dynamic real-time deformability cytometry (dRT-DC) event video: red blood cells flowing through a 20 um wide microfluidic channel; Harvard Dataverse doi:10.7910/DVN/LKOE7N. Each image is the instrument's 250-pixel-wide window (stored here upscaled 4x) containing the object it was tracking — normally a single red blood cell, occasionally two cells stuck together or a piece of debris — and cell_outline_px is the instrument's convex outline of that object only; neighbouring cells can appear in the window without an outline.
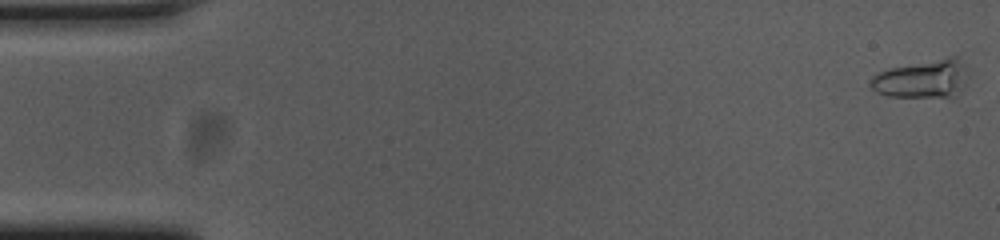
{"species": "common noctule bat (a hibernating species)", "species_latin": "Nyctalus noctula", "temperature_condition": "cold", "stored_images_in_passage": 32, "camera_frame_rate_fps": 3000, "um_per_image_px": 0.085, "animal": {"sex": "female", "body_mass_g": 23.0, "forearm_length_mm": 53.4}, "frame": {"image": 1, "passage_image": 1, "time_ms": 0.0, "image_size_px": [1000, 240], "cell_outline_px": [[968, 76], [964, 88], [960, 92], [952, 96], [888, 96], [876, 92], [872, 88], [872, 76], [880, 72], [892, 68], [948, 56], [960, 56], [968, 72]], "centroid_in_image_um": [78.49, 6.68], "position_along_channel_um": 6.5, "area_um2": 21.56}}
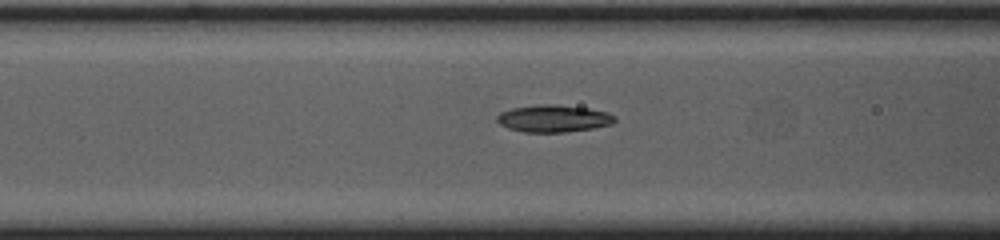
{"frame": {"image": 2, "passage_image": 22, "time_ms": 7.0, "image_size_px": [1000, 240], "cell_outline_px": [[616, 120], [612, 124], [592, 128], [564, 132], [524, 132], [508, 128], [500, 124], [496, 120], [496, 116], [500, 112], [512, 108], [540, 104], [556, 104], [588, 108], [608, 112], [616, 116]], "centroid_in_image_um": [47.05, 10.06], "position_along_channel_um": 119.5, "area_um2": 18.73}}
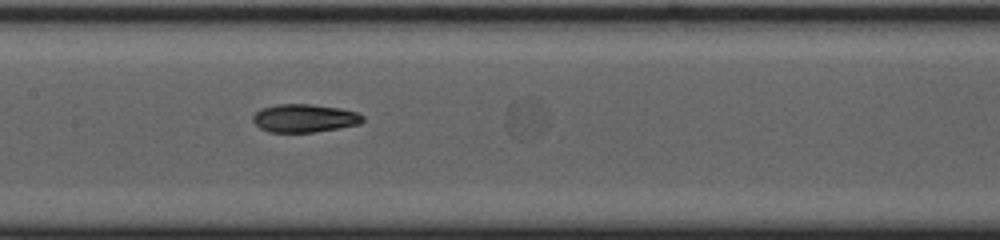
{"frame": {"image": 3, "passage_image": 27, "time_ms": 8.667, "image_size_px": [1000, 240], "cell_outline_px": [[364, 120], [360, 124], [340, 128], [312, 132], [268, 132], [260, 128], [252, 120], [252, 116], [260, 108], [276, 104], [312, 104], [340, 108], [356, 112], [364, 116]], "centroid_in_image_um": [25.87, 10.04], "position_along_channel_um": 181.5, "area_um2": 18.15}}